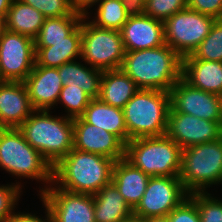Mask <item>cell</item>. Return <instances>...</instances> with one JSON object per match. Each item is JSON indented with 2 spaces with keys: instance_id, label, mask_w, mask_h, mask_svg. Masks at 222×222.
Segmentation results:
<instances>
[{
  "instance_id": "obj_21",
  "label": "cell",
  "mask_w": 222,
  "mask_h": 222,
  "mask_svg": "<svg viewBox=\"0 0 222 222\" xmlns=\"http://www.w3.org/2000/svg\"><path fill=\"white\" fill-rule=\"evenodd\" d=\"M150 176L133 166L125 158L115 162L112 182L133 210L144 195Z\"/></svg>"
},
{
  "instance_id": "obj_17",
  "label": "cell",
  "mask_w": 222,
  "mask_h": 222,
  "mask_svg": "<svg viewBox=\"0 0 222 222\" xmlns=\"http://www.w3.org/2000/svg\"><path fill=\"white\" fill-rule=\"evenodd\" d=\"M23 83L35 110H49L57 104L63 87L58 68L42 67L36 63Z\"/></svg>"
},
{
  "instance_id": "obj_3",
  "label": "cell",
  "mask_w": 222,
  "mask_h": 222,
  "mask_svg": "<svg viewBox=\"0 0 222 222\" xmlns=\"http://www.w3.org/2000/svg\"><path fill=\"white\" fill-rule=\"evenodd\" d=\"M35 110L18 128L26 141L54 167L73 149V119Z\"/></svg>"
},
{
  "instance_id": "obj_31",
  "label": "cell",
  "mask_w": 222,
  "mask_h": 222,
  "mask_svg": "<svg viewBox=\"0 0 222 222\" xmlns=\"http://www.w3.org/2000/svg\"><path fill=\"white\" fill-rule=\"evenodd\" d=\"M93 98L83 91L80 87H71V85H64L60 92L58 101L64 104L68 111V117H80L88 104Z\"/></svg>"
},
{
  "instance_id": "obj_1",
  "label": "cell",
  "mask_w": 222,
  "mask_h": 222,
  "mask_svg": "<svg viewBox=\"0 0 222 222\" xmlns=\"http://www.w3.org/2000/svg\"><path fill=\"white\" fill-rule=\"evenodd\" d=\"M139 89L170 92L181 78L182 58L167 44L124 55L120 68Z\"/></svg>"
},
{
  "instance_id": "obj_18",
  "label": "cell",
  "mask_w": 222,
  "mask_h": 222,
  "mask_svg": "<svg viewBox=\"0 0 222 222\" xmlns=\"http://www.w3.org/2000/svg\"><path fill=\"white\" fill-rule=\"evenodd\" d=\"M35 111L23 82L0 84V128H19Z\"/></svg>"
},
{
  "instance_id": "obj_22",
  "label": "cell",
  "mask_w": 222,
  "mask_h": 222,
  "mask_svg": "<svg viewBox=\"0 0 222 222\" xmlns=\"http://www.w3.org/2000/svg\"><path fill=\"white\" fill-rule=\"evenodd\" d=\"M90 125L100 127L116 135L124 144L128 143V132L123 110L93 98L80 116Z\"/></svg>"
},
{
  "instance_id": "obj_38",
  "label": "cell",
  "mask_w": 222,
  "mask_h": 222,
  "mask_svg": "<svg viewBox=\"0 0 222 222\" xmlns=\"http://www.w3.org/2000/svg\"><path fill=\"white\" fill-rule=\"evenodd\" d=\"M71 1L76 11L87 16L88 14L87 8H90L96 2L99 3L100 0H71Z\"/></svg>"
},
{
  "instance_id": "obj_8",
  "label": "cell",
  "mask_w": 222,
  "mask_h": 222,
  "mask_svg": "<svg viewBox=\"0 0 222 222\" xmlns=\"http://www.w3.org/2000/svg\"><path fill=\"white\" fill-rule=\"evenodd\" d=\"M82 18V60L101 71L120 69L126 53L120 31L104 29Z\"/></svg>"
},
{
  "instance_id": "obj_26",
  "label": "cell",
  "mask_w": 222,
  "mask_h": 222,
  "mask_svg": "<svg viewBox=\"0 0 222 222\" xmlns=\"http://www.w3.org/2000/svg\"><path fill=\"white\" fill-rule=\"evenodd\" d=\"M58 73L63 86L80 87L92 98L99 97L103 71L93 67L87 68L76 61H70L60 66Z\"/></svg>"
},
{
  "instance_id": "obj_32",
  "label": "cell",
  "mask_w": 222,
  "mask_h": 222,
  "mask_svg": "<svg viewBox=\"0 0 222 222\" xmlns=\"http://www.w3.org/2000/svg\"><path fill=\"white\" fill-rule=\"evenodd\" d=\"M208 192L190 193L196 203L201 222H222V201L210 196Z\"/></svg>"
},
{
  "instance_id": "obj_13",
  "label": "cell",
  "mask_w": 222,
  "mask_h": 222,
  "mask_svg": "<svg viewBox=\"0 0 222 222\" xmlns=\"http://www.w3.org/2000/svg\"><path fill=\"white\" fill-rule=\"evenodd\" d=\"M169 112H180L209 121H222V96L197 89L180 78L170 91Z\"/></svg>"
},
{
  "instance_id": "obj_9",
  "label": "cell",
  "mask_w": 222,
  "mask_h": 222,
  "mask_svg": "<svg viewBox=\"0 0 222 222\" xmlns=\"http://www.w3.org/2000/svg\"><path fill=\"white\" fill-rule=\"evenodd\" d=\"M216 20L189 8L181 10L164 21L165 44L181 58L190 55L210 33Z\"/></svg>"
},
{
  "instance_id": "obj_7",
  "label": "cell",
  "mask_w": 222,
  "mask_h": 222,
  "mask_svg": "<svg viewBox=\"0 0 222 222\" xmlns=\"http://www.w3.org/2000/svg\"><path fill=\"white\" fill-rule=\"evenodd\" d=\"M179 178L189 194L222 184V138L182 149Z\"/></svg>"
},
{
  "instance_id": "obj_2",
  "label": "cell",
  "mask_w": 222,
  "mask_h": 222,
  "mask_svg": "<svg viewBox=\"0 0 222 222\" xmlns=\"http://www.w3.org/2000/svg\"><path fill=\"white\" fill-rule=\"evenodd\" d=\"M115 160L72 149L53 167L57 187L81 194L95 195L112 182Z\"/></svg>"
},
{
  "instance_id": "obj_35",
  "label": "cell",
  "mask_w": 222,
  "mask_h": 222,
  "mask_svg": "<svg viewBox=\"0 0 222 222\" xmlns=\"http://www.w3.org/2000/svg\"><path fill=\"white\" fill-rule=\"evenodd\" d=\"M168 218L169 222H201L196 203L190 197L174 208Z\"/></svg>"
},
{
  "instance_id": "obj_11",
  "label": "cell",
  "mask_w": 222,
  "mask_h": 222,
  "mask_svg": "<svg viewBox=\"0 0 222 222\" xmlns=\"http://www.w3.org/2000/svg\"><path fill=\"white\" fill-rule=\"evenodd\" d=\"M34 40L5 30L0 38V78L23 82L35 65Z\"/></svg>"
},
{
  "instance_id": "obj_4",
  "label": "cell",
  "mask_w": 222,
  "mask_h": 222,
  "mask_svg": "<svg viewBox=\"0 0 222 222\" xmlns=\"http://www.w3.org/2000/svg\"><path fill=\"white\" fill-rule=\"evenodd\" d=\"M170 108V92L139 89L122 108L128 142L166 135Z\"/></svg>"
},
{
  "instance_id": "obj_15",
  "label": "cell",
  "mask_w": 222,
  "mask_h": 222,
  "mask_svg": "<svg viewBox=\"0 0 222 222\" xmlns=\"http://www.w3.org/2000/svg\"><path fill=\"white\" fill-rule=\"evenodd\" d=\"M73 148L115 161L125 157V144L116 135L90 125L81 117L73 118Z\"/></svg>"
},
{
  "instance_id": "obj_30",
  "label": "cell",
  "mask_w": 222,
  "mask_h": 222,
  "mask_svg": "<svg viewBox=\"0 0 222 222\" xmlns=\"http://www.w3.org/2000/svg\"><path fill=\"white\" fill-rule=\"evenodd\" d=\"M137 8L144 15L164 22L175 13L188 8V0H145Z\"/></svg>"
},
{
  "instance_id": "obj_23",
  "label": "cell",
  "mask_w": 222,
  "mask_h": 222,
  "mask_svg": "<svg viewBox=\"0 0 222 222\" xmlns=\"http://www.w3.org/2000/svg\"><path fill=\"white\" fill-rule=\"evenodd\" d=\"M138 90L136 83L121 69L103 71L98 98L122 109Z\"/></svg>"
},
{
  "instance_id": "obj_37",
  "label": "cell",
  "mask_w": 222,
  "mask_h": 222,
  "mask_svg": "<svg viewBox=\"0 0 222 222\" xmlns=\"http://www.w3.org/2000/svg\"><path fill=\"white\" fill-rule=\"evenodd\" d=\"M46 207V218L47 219H40L39 217L32 215V214H15L14 212L9 216L6 222H52L51 214L49 212V209L47 208L46 204L44 203Z\"/></svg>"
},
{
  "instance_id": "obj_41",
  "label": "cell",
  "mask_w": 222,
  "mask_h": 222,
  "mask_svg": "<svg viewBox=\"0 0 222 222\" xmlns=\"http://www.w3.org/2000/svg\"><path fill=\"white\" fill-rule=\"evenodd\" d=\"M120 222H146V221H145V218L138 217V216L132 214L130 217H128L124 220H121Z\"/></svg>"
},
{
  "instance_id": "obj_10",
  "label": "cell",
  "mask_w": 222,
  "mask_h": 222,
  "mask_svg": "<svg viewBox=\"0 0 222 222\" xmlns=\"http://www.w3.org/2000/svg\"><path fill=\"white\" fill-rule=\"evenodd\" d=\"M188 197L189 193L179 176L150 177L143 197L133 209V214L142 218L165 216Z\"/></svg>"
},
{
  "instance_id": "obj_24",
  "label": "cell",
  "mask_w": 222,
  "mask_h": 222,
  "mask_svg": "<svg viewBox=\"0 0 222 222\" xmlns=\"http://www.w3.org/2000/svg\"><path fill=\"white\" fill-rule=\"evenodd\" d=\"M93 196L95 222H120L133 214L113 182Z\"/></svg>"
},
{
  "instance_id": "obj_40",
  "label": "cell",
  "mask_w": 222,
  "mask_h": 222,
  "mask_svg": "<svg viewBox=\"0 0 222 222\" xmlns=\"http://www.w3.org/2000/svg\"><path fill=\"white\" fill-rule=\"evenodd\" d=\"M146 222H169L168 215L165 216H151L145 218Z\"/></svg>"
},
{
  "instance_id": "obj_25",
  "label": "cell",
  "mask_w": 222,
  "mask_h": 222,
  "mask_svg": "<svg viewBox=\"0 0 222 222\" xmlns=\"http://www.w3.org/2000/svg\"><path fill=\"white\" fill-rule=\"evenodd\" d=\"M44 20V15L37 9L23 3L21 0H13L5 17V29L34 40Z\"/></svg>"
},
{
  "instance_id": "obj_42",
  "label": "cell",
  "mask_w": 222,
  "mask_h": 222,
  "mask_svg": "<svg viewBox=\"0 0 222 222\" xmlns=\"http://www.w3.org/2000/svg\"><path fill=\"white\" fill-rule=\"evenodd\" d=\"M5 30V18L0 16V38Z\"/></svg>"
},
{
  "instance_id": "obj_33",
  "label": "cell",
  "mask_w": 222,
  "mask_h": 222,
  "mask_svg": "<svg viewBox=\"0 0 222 222\" xmlns=\"http://www.w3.org/2000/svg\"><path fill=\"white\" fill-rule=\"evenodd\" d=\"M41 12L45 18H58L73 14L76 10L71 0H21Z\"/></svg>"
},
{
  "instance_id": "obj_36",
  "label": "cell",
  "mask_w": 222,
  "mask_h": 222,
  "mask_svg": "<svg viewBox=\"0 0 222 222\" xmlns=\"http://www.w3.org/2000/svg\"><path fill=\"white\" fill-rule=\"evenodd\" d=\"M188 8L219 19L222 15V0H188Z\"/></svg>"
},
{
  "instance_id": "obj_19",
  "label": "cell",
  "mask_w": 222,
  "mask_h": 222,
  "mask_svg": "<svg viewBox=\"0 0 222 222\" xmlns=\"http://www.w3.org/2000/svg\"><path fill=\"white\" fill-rule=\"evenodd\" d=\"M82 20L69 34V41L34 42L35 63L42 67L59 68L81 55Z\"/></svg>"
},
{
  "instance_id": "obj_34",
  "label": "cell",
  "mask_w": 222,
  "mask_h": 222,
  "mask_svg": "<svg viewBox=\"0 0 222 222\" xmlns=\"http://www.w3.org/2000/svg\"><path fill=\"white\" fill-rule=\"evenodd\" d=\"M19 183L15 185L0 186V222H6L13 213L20 194Z\"/></svg>"
},
{
  "instance_id": "obj_44",
  "label": "cell",
  "mask_w": 222,
  "mask_h": 222,
  "mask_svg": "<svg viewBox=\"0 0 222 222\" xmlns=\"http://www.w3.org/2000/svg\"><path fill=\"white\" fill-rule=\"evenodd\" d=\"M218 20L222 23V15H221V17Z\"/></svg>"
},
{
  "instance_id": "obj_12",
  "label": "cell",
  "mask_w": 222,
  "mask_h": 222,
  "mask_svg": "<svg viewBox=\"0 0 222 222\" xmlns=\"http://www.w3.org/2000/svg\"><path fill=\"white\" fill-rule=\"evenodd\" d=\"M47 187L40 191L41 200L49 209L52 222H95L93 195Z\"/></svg>"
},
{
  "instance_id": "obj_20",
  "label": "cell",
  "mask_w": 222,
  "mask_h": 222,
  "mask_svg": "<svg viewBox=\"0 0 222 222\" xmlns=\"http://www.w3.org/2000/svg\"><path fill=\"white\" fill-rule=\"evenodd\" d=\"M181 78L194 88L222 96V62L182 59Z\"/></svg>"
},
{
  "instance_id": "obj_5",
  "label": "cell",
  "mask_w": 222,
  "mask_h": 222,
  "mask_svg": "<svg viewBox=\"0 0 222 222\" xmlns=\"http://www.w3.org/2000/svg\"><path fill=\"white\" fill-rule=\"evenodd\" d=\"M150 177L179 176L182 148L167 135L141 137L125 144V157Z\"/></svg>"
},
{
  "instance_id": "obj_29",
  "label": "cell",
  "mask_w": 222,
  "mask_h": 222,
  "mask_svg": "<svg viewBox=\"0 0 222 222\" xmlns=\"http://www.w3.org/2000/svg\"><path fill=\"white\" fill-rule=\"evenodd\" d=\"M182 59L222 62V23L217 19L210 33L198 45L193 53Z\"/></svg>"
},
{
  "instance_id": "obj_27",
  "label": "cell",
  "mask_w": 222,
  "mask_h": 222,
  "mask_svg": "<svg viewBox=\"0 0 222 222\" xmlns=\"http://www.w3.org/2000/svg\"><path fill=\"white\" fill-rule=\"evenodd\" d=\"M97 16L90 21L95 26L120 31L129 16L137 8L132 0H100Z\"/></svg>"
},
{
  "instance_id": "obj_6",
  "label": "cell",
  "mask_w": 222,
  "mask_h": 222,
  "mask_svg": "<svg viewBox=\"0 0 222 222\" xmlns=\"http://www.w3.org/2000/svg\"><path fill=\"white\" fill-rule=\"evenodd\" d=\"M0 167L12 175L53 185V167L26 141L18 128H0Z\"/></svg>"
},
{
  "instance_id": "obj_16",
  "label": "cell",
  "mask_w": 222,
  "mask_h": 222,
  "mask_svg": "<svg viewBox=\"0 0 222 222\" xmlns=\"http://www.w3.org/2000/svg\"><path fill=\"white\" fill-rule=\"evenodd\" d=\"M125 51L152 49L165 44L164 22L144 15L138 8L120 30Z\"/></svg>"
},
{
  "instance_id": "obj_14",
  "label": "cell",
  "mask_w": 222,
  "mask_h": 222,
  "mask_svg": "<svg viewBox=\"0 0 222 222\" xmlns=\"http://www.w3.org/2000/svg\"><path fill=\"white\" fill-rule=\"evenodd\" d=\"M166 135L182 149L222 138V121H209L193 115L169 112Z\"/></svg>"
},
{
  "instance_id": "obj_28",
  "label": "cell",
  "mask_w": 222,
  "mask_h": 222,
  "mask_svg": "<svg viewBox=\"0 0 222 222\" xmlns=\"http://www.w3.org/2000/svg\"><path fill=\"white\" fill-rule=\"evenodd\" d=\"M84 14L75 11L68 16L45 18L34 42L69 41V34L81 23Z\"/></svg>"
},
{
  "instance_id": "obj_43",
  "label": "cell",
  "mask_w": 222,
  "mask_h": 222,
  "mask_svg": "<svg viewBox=\"0 0 222 222\" xmlns=\"http://www.w3.org/2000/svg\"><path fill=\"white\" fill-rule=\"evenodd\" d=\"M145 0H132V2L134 3V5L136 7H138L142 2H144Z\"/></svg>"
},
{
  "instance_id": "obj_39",
  "label": "cell",
  "mask_w": 222,
  "mask_h": 222,
  "mask_svg": "<svg viewBox=\"0 0 222 222\" xmlns=\"http://www.w3.org/2000/svg\"><path fill=\"white\" fill-rule=\"evenodd\" d=\"M13 0H0V16L6 17Z\"/></svg>"
}]
</instances>
